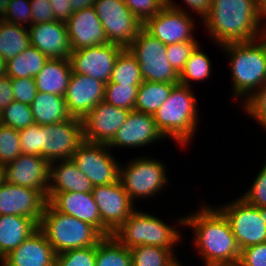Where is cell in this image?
I'll return each instance as SVG.
<instances>
[{"label": "cell", "instance_id": "cell-1", "mask_svg": "<svg viewBox=\"0 0 266 266\" xmlns=\"http://www.w3.org/2000/svg\"><path fill=\"white\" fill-rule=\"evenodd\" d=\"M202 207L193 215L178 218L176 222L193 229V243L202 255L205 266H237L240 249L229 221L216 206L204 204Z\"/></svg>", "mask_w": 266, "mask_h": 266}, {"label": "cell", "instance_id": "cell-2", "mask_svg": "<svg viewBox=\"0 0 266 266\" xmlns=\"http://www.w3.org/2000/svg\"><path fill=\"white\" fill-rule=\"evenodd\" d=\"M201 19L218 46L249 42L266 35V24L256 0H212L210 11Z\"/></svg>", "mask_w": 266, "mask_h": 266}, {"label": "cell", "instance_id": "cell-3", "mask_svg": "<svg viewBox=\"0 0 266 266\" xmlns=\"http://www.w3.org/2000/svg\"><path fill=\"white\" fill-rule=\"evenodd\" d=\"M219 47L230 55L233 98L243 97L244 102L266 83V35L257 40L226 43Z\"/></svg>", "mask_w": 266, "mask_h": 266}, {"label": "cell", "instance_id": "cell-4", "mask_svg": "<svg viewBox=\"0 0 266 266\" xmlns=\"http://www.w3.org/2000/svg\"><path fill=\"white\" fill-rule=\"evenodd\" d=\"M191 87L177 83L168 99L153 115L157 129L167 138L186 147L198 129L197 98ZM178 141V142H177Z\"/></svg>", "mask_w": 266, "mask_h": 266}, {"label": "cell", "instance_id": "cell-5", "mask_svg": "<svg viewBox=\"0 0 266 266\" xmlns=\"http://www.w3.org/2000/svg\"><path fill=\"white\" fill-rule=\"evenodd\" d=\"M39 229L46 236L56 255L72 249L97 245L104 238L94 226L60 213L48 202Z\"/></svg>", "mask_w": 266, "mask_h": 266}, {"label": "cell", "instance_id": "cell-6", "mask_svg": "<svg viewBox=\"0 0 266 266\" xmlns=\"http://www.w3.org/2000/svg\"><path fill=\"white\" fill-rule=\"evenodd\" d=\"M179 233L162 219L135 209L112 236L128 249L138 245L174 249L181 239Z\"/></svg>", "mask_w": 266, "mask_h": 266}, {"label": "cell", "instance_id": "cell-7", "mask_svg": "<svg viewBox=\"0 0 266 266\" xmlns=\"http://www.w3.org/2000/svg\"><path fill=\"white\" fill-rule=\"evenodd\" d=\"M217 208L229 221L240 251L266 242V207H255L239 197Z\"/></svg>", "mask_w": 266, "mask_h": 266}, {"label": "cell", "instance_id": "cell-8", "mask_svg": "<svg viewBox=\"0 0 266 266\" xmlns=\"http://www.w3.org/2000/svg\"><path fill=\"white\" fill-rule=\"evenodd\" d=\"M166 47L144 28L128 47L140 66L143 81L179 83V74L167 59Z\"/></svg>", "mask_w": 266, "mask_h": 266}, {"label": "cell", "instance_id": "cell-9", "mask_svg": "<svg viewBox=\"0 0 266 266\" xmlns=\"http://www.w3.org/2000/svg\"><path fill=\"white\" fill-rule=\"evenodd\" d=\"M123 167L120 164L119 181L133 203L137 198L155 196L169 181L165 165L150 157L136 158Z\"/></svg>", "mask_w": 266, "mask_h": 266}, {"label": "cell", "instance_id": "cell-10", "mask_svg": "<svg viewBox=\"0 0 266 266\" xmlns=\"http://www.w3.org/2000/svg\"><path fill=\"white\" fill-rule=\"evenodd\" d=\"M93 7L109 43L128 48L143 28L123 0H96Z\"/></svg>", "mask_w": 266, "mask_h": 266}, {"label": "cell", "instance_id": "cell-11", "mask_svg": "<svg viewBox=\"0 0 266 266\" xmlns=\"http://www.w3.org/2000/svg\"><path fill=\"white\" fill-rule=\"evenodd\" d=\"M109 149L107 144L83 141L71 158L94 187L119 180L120 163Z\"/></svg>", "mask_w": 266, "mask_h": 266}, {"label": "cell", "instance_id": "cell-12", "mask_svg": "<svg viewBox=\"0 0 266 266\" xmlns=\"http://www.w3.org/2000/svg\"><path fill=\"white\" fill-rule=\"evenodd\" d=\"M166 6L154 17L149 18L143 28L165 45L198 41L193 36L194 17L172 0H165Z\"/></svg>", "mask_w": 266, "mask_h": 266}, {"label": "cell", "instance_id": "cell-13", "mask_svg": "<svg viewBox=\"0 0 266 266\" xmlns=\"http://www.w3.org/2000/svg\"><path fill=\"white\" fill-rule=\"evenodd\" d=\"M83 141L81 119L70 117L60 123L43 125L42 157L50 163L71 159Z\"/></svg>", "mask_w": 266, "mask_h": 266}, {"label": "cell", "instance_id": "cell-14", "mask_svg": "<svg viewBox=\"0 0 266 266\" xmlns=\"http://www.w3.org/2000/svg\"><path fill=\"white\" fill-rule=\"evenodd\" d=\"M123 49L118 44L107 43L72 51L69 56L72 72L106 84L110 81L115 61Z\"/></svg>", "mask_w": 266, "mask_h": 266}, {"label": "cell", "instance_id": "cell-15", "mask_svg": "<svg viewBox=\"0 0 266 266\" xmlns=\"http://www.w3.org/2000/svg\"><path fill=\"white\" fill-rule=\"evenodd\" d=\"M129 113L130 110L101 101L82 119L84 141L108 145Z\"/></svg>", "mask_w": 266, "mask_h": 266}, {"label": "cell", "instance_id": "cell-16", "mask_svg": "<svg viewBox=\"0 0 266 266\" xmlns=\"http://www.w3.org/2000/svg\"><path fill=\"white\" fill-rule=\"evenodd\" d=\"M92 195L99 208L102 223L112 233L136 209L119 180L112 184L93 187Z\"/></svg>", "mask_w": 266, "mask_h": 266}, {"label": "cell", "instance_id": "cell-17", "mask_svg": "<svg viewBox=\"0 0 266 266\" xmlns=\"http://www.w3.org/2000/svg\"><path fill=\"white\" fill-rule=\"evenodd\" d=\"M4 181L40 191L47 197L50 162L41 156L20 154L3 166Z\"/></svg>", "mask_w": 266, "mask_h": 266}, {"label": "cell", "instance_id": "cell-18", "mask_svg": "<svg viewBox=\"0 0 266 266\" xmlns=\"http://www.w3.org/2000/svg\"><path fill=\"white\" fill-rule=\"evenodd\" d=\"M47 198L38 190L3 181L0 184V215H19L33 219L38 225Z\"/></svg>", "mask_w": 266, "mask_h": 266}, {"label": "cell", "instance_id": "cell-19", "mask_svg": "<svg viewBox=\"0 0 266 266\" xmlns=\"http://www.w3.org/2000/svg\"><path fill=\"white\" fill-rule=\"evenodd\" d=\"M47 202L60 213L73 216L94 226L104 237L112 232L102 223L100 211L92 193H47Z\"/></svg>", "mask_w": 266, "mask_h": 266}, {"label": "cell", "instance_id": "cell-20", "mask_svg": "<svg viewBox=\"0 0 266 266\" xmlns=\"http://www.w3.org/2000/svg\"><path fill=\"white\" fill-rule=\"evenodd\" d=\"M104 92V82L72 73L64 96L68 113L82 120L98 103L104 101Z\"/></svg>", "mask_w": 266, "mask_h": 266}, {"label": "cell", "instance_id": "cell-21", "mask_svg": "<svg viewBox=\"0 0 266 266\" xmlns=\"http://www.w3.org/2000/svg\"><path fill=\"white\" fill-rule=\"evenodd\" d=\"M165 138L157 129L153 115L131 110L108 147H144Z\"/></svg>", "mask_w": 266, "mask_h": 266}, {"label": "cell", "instance_id": "cell-22", "mask_svg": "<svg viewBox=\"0 0 266 266\" xmlns=\"http://www.w3.org/2000/svg\"><path fill=\"white\" fill-rule=\"evenodd\" d=\"M66 26L72 51L109 43L93 6L73 12Z\"/></svg>", "mask_w": 266, "mask_h": 266}, {"label": "cell", "instance_id": "cell-23", "mask_svg": "<svg viewBox=\"0 0 266 266\" xmlns=\"http://www.w3.org/2000/svg\"><path fill=\"white\" fill-rule=\"evenodd\" d=\"M30 45L49 59H69L72 52L66 23L56 20L28 27Z\"/></svg>", "mask_w": 266, "mask_h": 266}, {"label": "cell", "instance_id": "cell-24", "mask_svg": "<svg viewBox=\"0 0 266 266\" xmlns=\"http://www.w3.org/2000/svg\"><path fill=\"white\" fill-rule=\"evenodd\" d=\"M2 260L4 266H55L56 253L38 228Z\"/></svg>", "mask_w": 266, "mask_h": 266}, {"label": "cell", "instance_id": "cell-25", "mask_svg": "<svg viewBox=\"0 0 266 266\" xmlns=\"http://www.w3.org/2000/svg\"><path fill=\"white\" fill-rule=\"evenodd\" d=\"M93 187L90 180L76 167L71 159L57 160L50 163V183L47 193H92Z\"/></svg>", "mask_w": 266, "mask_h": 266}, {"label": "cell", "instance_id": "cell-26", "mask_svg": "<svg viewBox=\"0 0 266 266\" xmlns=\"http://www.w3.org/2000/svg\"><path fill=\"white\" fill-rule=\"evenodd\" d=\"M39 225L31 218L19 215H0V259L33 234Z\"/></svg>", "mask_w": 266, "mask_h": 266}, {"label": "cell", "instance_id": "cell-27", "mask_svg": "<svg viewBox=\"0 0 266 266\" xmlns=\"http://www.w3.org/2000/svg\"><path fill=\"white\" fill-rule=\"evenodd\" d=\"M72 73L69 59H48L34 77L37 90L64 97Z\"/></svg>", "mask_w": 266, "mask_h": 266}, {"label": "cell", "instance_id": "cell-28", "mask_svg": "<svg viewBox=\"0 0 266 266\" xmlns=\"http://www.w3.org/2000/svg\"><path fill=\"white\" fill-rule=\"evenodd\" d=\"M30 106L34 122L40 125L60 123L71 117L65 98L56 94L38 91Z\"/></svg>", "mask_w": 266, "mask_h": 266}, {"label": "cell", "instance_id": "cell-29", "mask_svg": "<svg viewBox=\"0 0 266 266\" xmlns=\"http://www.w3.org/2000/svg\"><path fill=\"white\" fill-rule=\"evenodd\" d=\"M177 83L143 81L138 87L134 110L154 115Z\"/></svg>", "mask_w": 266, "mask_h": 266}, {"label": "cell", "instance_id": "cell-30", "mask_svg": "<svg viewBox=\"0 0 266 266\" xmlns=\"http://www.w3.org/2000/svg\"><path fill=\"white\" fill-rule=\"evenodd\" d=\"M35 46L29 45L20 54L6 61L10 78H34L48 61Z\"/></svg>", "mask_w": 266, "mask_h": 266}, {"label": "cell", "instance_id": "cell-31", "mask_svg": "<svg viewBox=\"0 0 266 266\" xmlns=\"http://www.w3.org/2000/svg\"><path fill=\"white\" fill-rule=\"evenodd\" d=\"M30 45L26 26L6 22L0 18V55L8 61Z\"/></svg>", "mask_w": 266, "mask_h": 266}, {"label": "cell", "instance_id": "cell-32", "mask_svg": "<svg viewBox=\"0 0 266 266\" xmlns=\"http://www.w3.org/2000/svg\"><path fill=\"white\" fill-rule=\"evenodd\" d=\"M95 266H132L130 249L112 235L106 236L96 245Z\"/></svg>", "mask_w": 266, "mask_h": 266}, {"label": "cell", "instance_id": "cell-33", "mask_svg": "<svg viewBox=\"0 0 266 266\" xmlns=\"http://www.w3.org/2000/svg\"><path fill=\"white\" fill-rule=\"evenodd\" d=\"M143 82L140 66L128 48H124L117 57L110 81L125 85H140Z\"/></svg>", "mask_w": 266, "mask_h": 266}, {"label": "cell", "instance_id": "cell-34", "mask_svg": "<svg viewBox=\"0 0 266 266\" xmlns=\"http://www.w3.org/2000/svg\"><path fill=\"white\" fill-rule=\"evenodd\" d=\"M173 251L148 245L132 247V266H173L178 261Z\"/></svg>", "mask_w": 266, "mask_h": 266}, {"label": "cell", "instance_id": "cell-35", "mask_svg": "<svg viewBox=\"0 0 266 266\" xmlns=\"http://www.w3.org/2000/svg\"><path fill=\"white\" fill-rule=\"evenodd\" d=\"M199 44L191 52L184 69L179 74V83L192 87V80L203 81L210 76L212 62L209 57L200 50Z\"/></svg>", "mask_w": 266, "mask_h": 266}, {"label": "cell", "instance_id": "cell-36", "mask_svg": "<svg viewBox=\"0 0 266 266\" xmlns=\"http://www.w3.org/2000/svg\"><path fill=\"white\" fill-rule=\"evenodd\" d=\"M140 85H125L118 83H106L104 101L115 107L134 110L138 87Z\"/></svg>", "mask_w": 266, "mask_h": 266}, {"label": "cell", "instance_id": "cell-37", "mask_svg": "<svg viewBox=\"0 0 266 266\" xmlns=\"http://www.w3.org/2000/svg\"><path fill=\"white\" fill-rule=\"evenodd\" d=\"M34 123L31 106L13 100L0 112V124L21 130Z\"/></svg>", "mask_w": 266, "mask_h": 266}, {"label": "cell", "instance_id": "cell-38", "mask_svg": "<svg viewBox=\"0 0 266 266\" xmlns=\"http://www.w3.org/2000/svg\"><path fill=\"white\" fill-rule=\"evenodd\" d=\"M0 18L16 25H32L30 0H0Z\"/></svg>", "mask_w": 266, "mask_h": 266}, {"label": "cell", "instance_id": "cell-39", "mask_svg": "<svg viewBox=\"0 0 266 266\" xmlns=\"http://www.w3.org/2000/svg\"><path fill=\"white\" fill-rule=\"evenodd\" d=\"M21 152L19 131L0 124V165L15 160Z\"/></svg>", "mask_w": 266, "mask_h": 266}, {"label": "cell", "instance_id": "cell-40", "mask_svg": "<svg viewBox=\"0 0 266 266\" xmlns=\"http://www.w3.org/2000/svg\"><path fill=\"white\" fill-rule=\"evenodd\" d=\"M96 245L68 250L56 255L55 266H95Z\"/></svg>", "mask_w": 266, "mask_h": 266}, {"label": "cell", "instance_id": "cell-41", "mask_svg": "<svg viewBox=\"0 0 266 266\" xmlns=\"http://www.w3.org/2000/svg\"><path fill=\"white\" fill-rule=\"evenodd\" d=\"M19 137L22 154L42 157L43 125L34 122L19 130Z\"/></svg>", "mask_w": 266, "mask_h": 266}, {"label": "cell", "instance_id": "cell-42", "mask_svg": "<svg viewBox=\"0 0 266 266\" xmlns=\"http://www.w3.org/2000/svg\"><path fill=\"white\" fill-rule=\"evenodd\" d=\"M243 109L266 129V83L243 102Z\"/></svg>", "mask_w": 266, "mask_h": 266}, {"label": "cell", "instance_id": "cell-43", "mask_svg": "<svg viewBox=\"0 0 266 266\" xmlns=\"http://www.w3.org/2000/svg\"><path fill=\"white\" fill-rule=\"evenodd\" d=\"M129 10L144 24L165 6V0H123Z\"/></svg>", "mask_w": 266, "mask_h": 266}, {"label": "cell", "instance_id": "cell-44", "mask_svg": "<svg viewBox=\"0 0 266 266\" xmlns=\"http://www.w3.org/2000/svg\"><path fill=\"white\" fill-rule=\"evenodd\" d=\"M198 41L169 44L166 47L167 59L173 69L180 74L191 52L198 45Z\"/></svg>", "mask_w": 266, "mask_h": 266}, {"label": "cell", "instance_id": "cell-45", "mask_svg": "<svg viewBox=\"0 0 266 266\" xmlns=\"http://www.w3.org/2000/svg\"><path fill=\"white\" fill-rule=\"evenodd\" d=\"M240 197L255 207H266V161L250 189Z\"/></svg>", "mask_w": 266, "mask_h": 266}, {"label": "cell", "instance_id": "cell-46", "mask_svg": "<svg viewBox=\"0 0 266 266\" xmlns=\"http://www.w3.org/2000/svg\"><path fill=\"white\" fill-rule=\"evenodd\" d=\"M15 101L31 105L38 93L34 78H11Z\"/></svg>", "mask_w": 266, "mask_h": 266}, {"label": "cell", "instance_id": "cell-47", "mask_svg": "<svg viewBox=\"0 0 266 266\" xmlns=\"http://www.w3.org/2000/svg\"><path fill=\"white\" fill-rule=\"evenodd\" d=\"M237 266H266V242L241 250Z\"/></svg>", "mask_w": 266, "mask_h": 266}, {"label": "cell", "instance_id": "cell-48", "mask_svg": "<svg viewBox=\"0 0 266 266\" xmlns=\"http://www.w3.org/2000/svg\"><path fill=\"white\" fill-rule=\"evenodd\" d=\"M32 24L47 23L55 20L49 0H30Z\"/></svg>", "mask_w": 266, "mask_h": 266}, {"label": "cell", "instance_id": "cell-49", "mask_svg": "<svg viewBox=\"0 0 266 266\" xmlns=\"http://www.w3.org/2000/svg\"><path fill=\"white\" fill-rule=\"evenodd\" d=\"M53 9L55 20L66 23L73 14L70 0H49Z\"/></svg>", "mask_w": 266, "mask_h": 266}, {"label": "cell", "instance_id": "cell-50", "mask_svg": "<svg viewBox=\"0 0 266 266\" xmlns=\"http://www.w3.org/2000/svg\"><path fill=\"white\" fill-rule=\"evenodd\" d=\"M14 100L11 78H0V112Z\"/></svg>", "mask_w": 266, "mask_h": 266}, {"label": "cell", "instance_id": "cell-51", "mask_svg": "<svg viewBox=\"0 0 266 266\" xmlns=\"http://www.w3.org/2000/svg\"><path fill=\"white\" fill-rule=\"evenodd\" d=\"M187 7H190L192 11L198 14L200 18L204 17L209 11L211 7L212 0H183Z\"/></svg>", "mask_w": 266, "mask_h": 266}, {"label": "cell", "instance_id": "cell-52", "mask_svg": "<svg viewBox=\"0 0 266 266\" xmlns=\"http://www.w3.org/2000/svg\"><path fill=\"white\" fill-rule=\"evenodd\" d=\"M96 0H70L73 12L80 11L83 8L92 7Z\"/></svg>", "mask_w": 266, "mask_h": 266}, {"label": "cell", "instance_id": "cell-53", "mask_svg": "<svg viewBox=\"0 0 266 266\" xmlns=\"http://www.w3.org/2000/svg\"><path fill=\"white\" fill-rule=\"evenodd\" d=\"M256 1H257V8L260 13V16L263 19H266V0H256Z\"/></svg>", "mask_w": 266, "mask_h": 266}, {"label": "cell", "instance_id": "cell-54", "mask_svg": "<svg viewBox=\"0 0 266 266\" xmlns=\"http://www.w3.org/2000/svg\"><path fill=\"white\" fill-rule=\"evenodd\" d=\"M7 76L6 60L0 55V78Z\"/></svg>", "mask_w": 266, "mask_h": 266}, {"label": "cell", "instance_id": "cell-55", "mask_svg": "<svg viewBox=\"0 0 266 266\" xmlns=\"http://www.w3.org/2000/svg\"><path fill=\"white\" fill-rule=\"evenodd\" d=\"M4 181V169L3 166L0 165V184Z\"/></svg>", "mask_w": 266, "mask_h": 266}, {"label": "cell", "instance_id": "cell-56", "mask_svg": "<svg viewBox=\"0 0 266 266\" xmlns=\"http://www.w3.org/2000/svg\"><path fill=\"white\" fill-rule=\"evenodd\" d=\"M173 266H183L182 263L178 260Z\"/></svg>", "mask_w": 266, "mask_h": 266}, {"label": "cell", "instance_id": "cell-57", "mask_svg": "<svg viewBox=\"0 0 266 266\" xmlns=\"http://www.w3.org/2000/svg\"><path fill=\"white\" fill-rule=\"evenodd\" d=\"M0 263H1V264H0L1 266H4V264H3V260H2V259H0Z\"/></svg>", "mask_w": 266, "mask_h": 266}]
</instances>
